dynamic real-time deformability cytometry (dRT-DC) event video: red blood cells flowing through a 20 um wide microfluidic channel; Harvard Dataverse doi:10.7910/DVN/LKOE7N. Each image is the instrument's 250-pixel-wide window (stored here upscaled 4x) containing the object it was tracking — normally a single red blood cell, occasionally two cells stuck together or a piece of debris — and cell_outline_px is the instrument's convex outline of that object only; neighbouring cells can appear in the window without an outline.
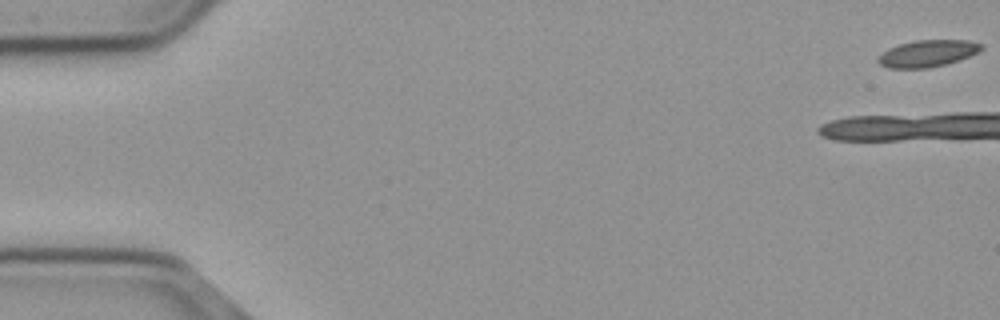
{"species": "common noctule bat (a hibernating species)", "species_latin": "Nyctalus noctula", "temperature_condition": "cold", "stored_images_in_passage": 11, "camera_frame_rate_fps": 3000, "um_per_image_px": 0.085, "animal": {"sex": "male", "body_mass_g": 23.1, "forearm_length_mm": 52.7}, "frame": {"image": 1, "passage_image": 1, "time_ms": 0.0, "image_size_px": [1000, 320], "cell_outline_px": [[984, 48], [980, 52], [948, 64], [928, 68], [888, 68], [880, 64], [876, 60], [888, 48], [900, 44], [916, 40], [968, 40], [984, 44]], "centroid_in_image_um": [78.9, 4.54], "position_along_channel_um": 6.1, "area_um2": 16.24}}